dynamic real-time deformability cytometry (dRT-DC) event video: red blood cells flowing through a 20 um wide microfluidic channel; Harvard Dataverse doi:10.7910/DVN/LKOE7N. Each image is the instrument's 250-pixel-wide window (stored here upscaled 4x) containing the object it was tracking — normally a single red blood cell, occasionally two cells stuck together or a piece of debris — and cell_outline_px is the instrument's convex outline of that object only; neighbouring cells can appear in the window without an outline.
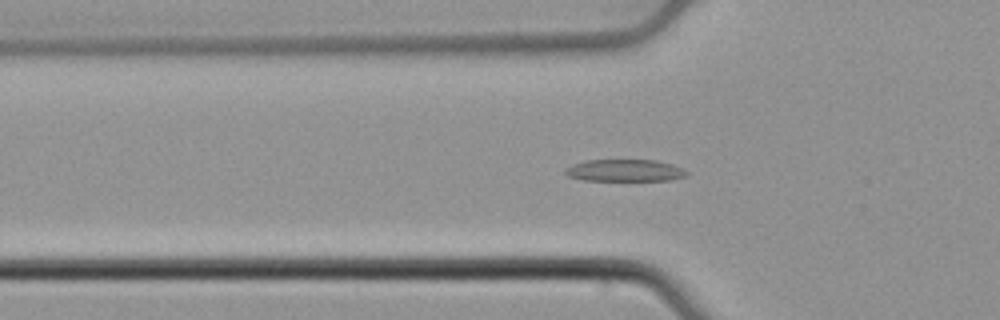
{"species": "common noctule bat (a hibernating species)", "species_latin": "Nyctalus noctula", "temperature_condition": "cold", "stored_images_in_passage": 54, "camera_frame_rate_fps": 3000, "um_per_image_px": 0.085, "animal": {"sex": "male", "body_mass_g": 21.5, "forearm_length_mm": 52.0}, "frame": {"image": 1, "passage_image": 18, "time_ms": 5.667, "image_size_px": [1000, 320], "cell_outline_px": [[688, 176], [672, 180], [584, 180], [568, 176], [564, 172], [564, 168], [572, 164], [588, 160], [656, 160], [672, 164], [688, 172]], "centroid_in_image_um": [53.1, 14.49], "position_along_channel_um": 72.7, "area_um2": 15.55}}
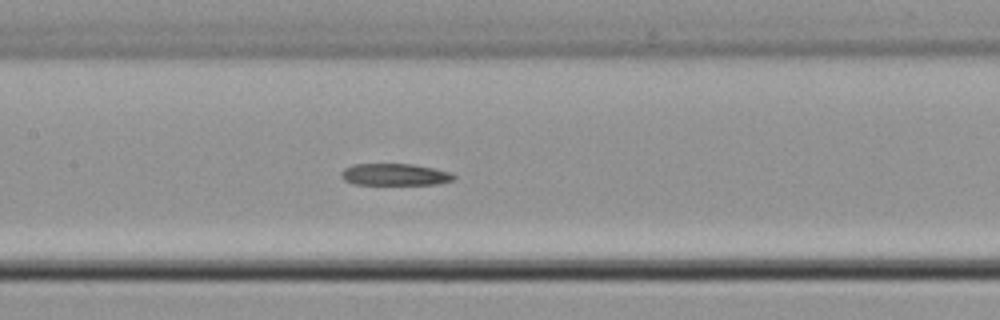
{"frame": {"image": 2, "passage_image": 26, "time_ms": 8.333, "image_size_px": [1000, 320], "cell_outline_px": [[456, 180], [440, 184], [352, 184], [344, 180], [340, 176], [340, 172], [344, 168], [352, 164], [412, 164], [432, 168], [448, 172], [456, 176]], "centroid_in_image_um": [33.54, 14.84], "position_along_channel_um": 173.9, "area_um2": 14.39}}
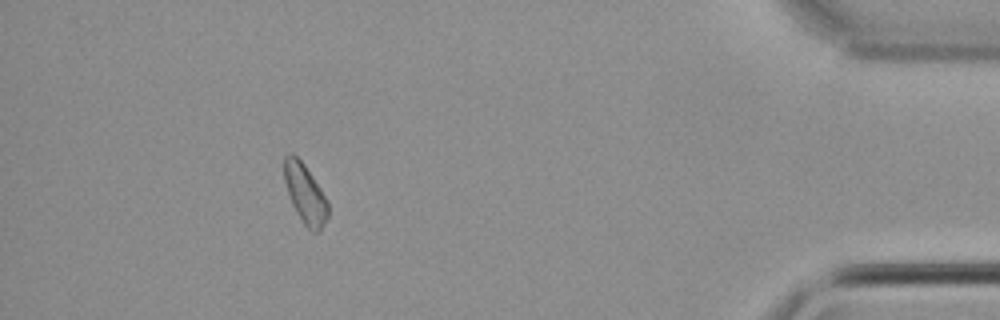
{"frame": {"image": 3, "passage_image": 49, "time_ms": 16.0, "image_size_px": [1000, 320], "cell_outline_px": [[328, 216], [320, 228], [316, 232], [312, 232], [304, 224], [296, 212], [292, 204], [284, 180], [284, 156], [288, 152], [292, 152], [304, 164], [328, 200]], "centroid_in_image_um": [25.92, 16.44], "position_along_channel_um": 409.3, "area_um2": 14.97}}